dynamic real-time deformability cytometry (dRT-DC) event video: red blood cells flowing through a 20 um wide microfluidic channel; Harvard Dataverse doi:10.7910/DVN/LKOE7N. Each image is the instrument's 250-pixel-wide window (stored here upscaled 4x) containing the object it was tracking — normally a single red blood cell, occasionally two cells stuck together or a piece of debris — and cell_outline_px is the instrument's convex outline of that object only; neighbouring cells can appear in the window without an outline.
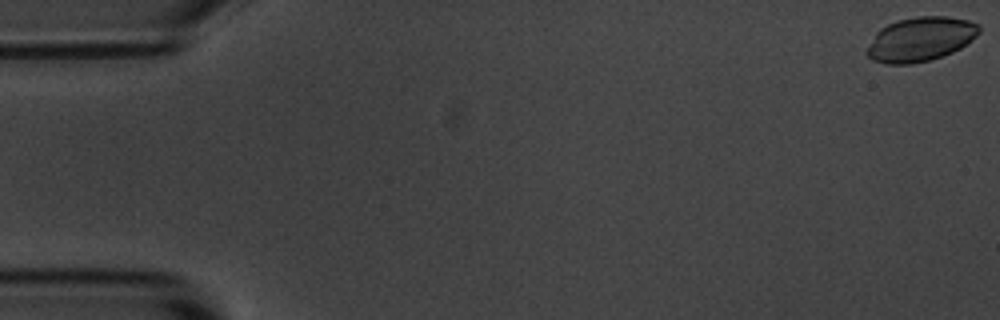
{"species": "common noctule bat (a hibernating species)", "species_latin": "Nyctalus noctula", "temperature_condition": "room temperature", "stored_images_in_passage": 7, "camera_frame_rate_fps": 3000, "um_per_image_px": 0.085, "animal": {"sex": "male", "body_mass_g": 20.1, "forearm_length_mm": 53.5}, "frame": {"image": 1, "passage_image": 1, "time_ms": 0.0, "image_size_px": [1000, 320], "cell_outline_px": [[980, 32], [968, 44], [952, 52], [932, 60], [912, 64], [888, 64], [872, 60], [864, 52], [876, 32], [880, 28], [896, 20], [916, 16], [948, 16], [968, 20], [980, 24]], "centroid_in_image_um": [78.24, 3.33], "position_along_channel_um": 6.8, "area_um2": 29.3}}
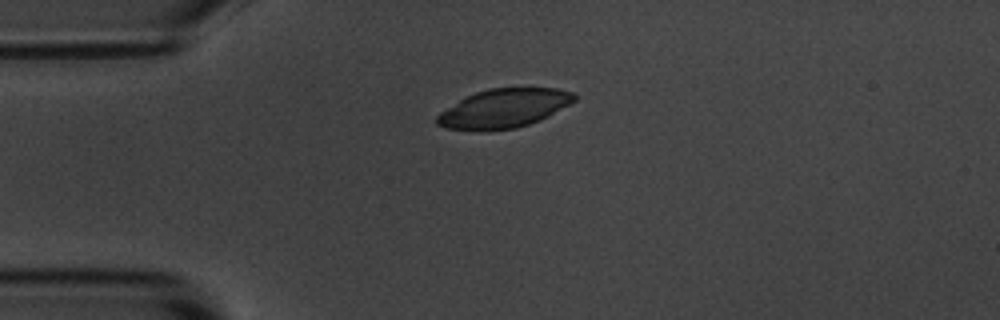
{"frame": {"image": 2, "passage_image": 5, "time_ms": 4.333, "image_size_px": [1000, 320], "cell_outline_px": [[576, 100], [548, 116], [540, 120], [516, 128], [488, 132], [476, 132], [448, 128], [436, 124], [436, 116], [440, 112], [460, 100], [476, 92], [488, 88], [556, 88], [572, 92], [576, 96]], "centroid_in_image_um": [42.8, 9.24], "position_along_channel_um": 42.2, "area_um2": 31.27}}